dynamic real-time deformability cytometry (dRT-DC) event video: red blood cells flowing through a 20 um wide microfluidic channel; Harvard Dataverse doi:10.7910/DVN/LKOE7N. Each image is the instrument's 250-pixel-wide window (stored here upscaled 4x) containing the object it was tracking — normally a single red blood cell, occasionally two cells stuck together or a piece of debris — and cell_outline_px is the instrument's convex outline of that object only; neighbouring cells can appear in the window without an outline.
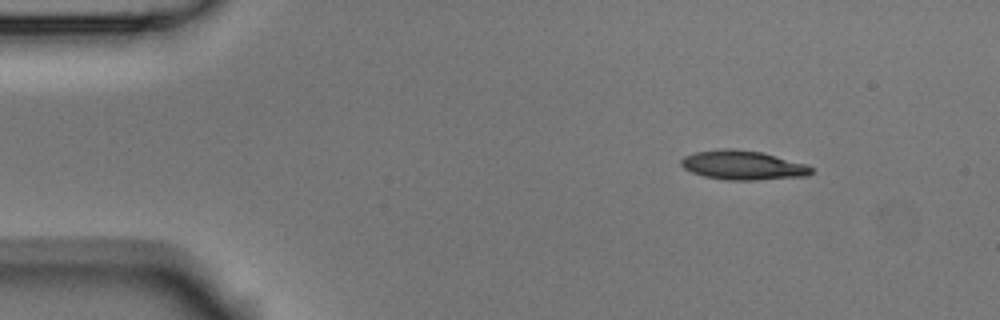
{"species": "Egyptian fruit bat (a non-hibernating species)", "species_latin": "Rousettus aegyptiacus", "temperature_condition": "room temperature", "stored_images_in_passage": 3, "camera_frame_rate_fps": 3000, "um_per_image_px": 0.085, "animal": {"sex": "male"}, "frame": {"image": 1, "passage_image": 1, "time_ms": 0.0, "image_size_px": [1000, 320], "cell_outline_px": [[812, 172], [808, 176], [756, 180], [728, 180], [704, 176], [692, 172], [684, 168], [680, 164], [680, 160], [684, 156], [696, 152], [724, 148], [732, 148], [760, 152], [808, 164], [812, 168]], "centroid_in_image_um": [63.15, 14.04], "position_along_channel_um": 21.8, "area_um2": 22.14}}